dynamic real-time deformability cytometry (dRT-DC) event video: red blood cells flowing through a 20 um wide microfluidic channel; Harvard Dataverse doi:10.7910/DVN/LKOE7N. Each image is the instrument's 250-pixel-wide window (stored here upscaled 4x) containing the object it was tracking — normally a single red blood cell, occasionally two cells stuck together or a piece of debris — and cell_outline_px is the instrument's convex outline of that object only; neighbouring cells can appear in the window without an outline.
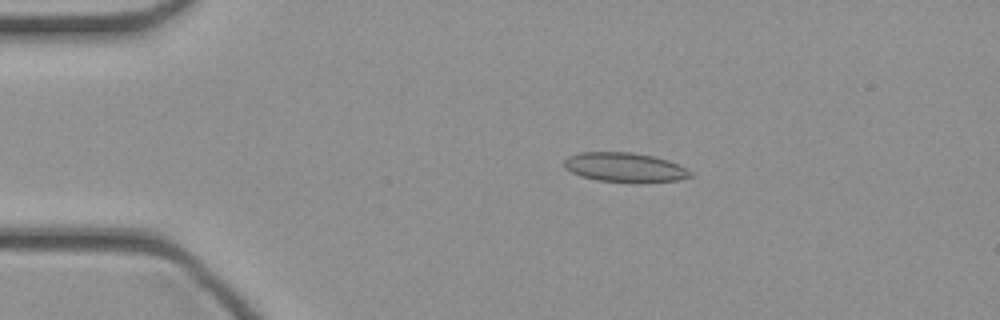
{"species": "common noctule bat (a hibernating species)", "species_latin": "Nyctalus noctula", "temperature_condition": "cold", "stored_images_in_passage": 41, "camera_frame_rate_fps": 3000, "um_per_image_px": 0.085, "animal": {"sex": "female", "body_mass_g": 21.9}, "frame": {"image": 1, "passage_image": 4, "time_ms": 1.0, "image_size_px": [1000, 320], "cell_outline_px": [[692, 176], [676, 180], [640, 184], [596, 180], [580, 176], [564, 168], [564, 160], [568, 156], [580, 152], [632, 152], [656, 156], [668, 160], [692, 172]], "centroid_in_image_um": [53.09, 14.24], "position_along_channel_um": 31.9, "area_um2": 22.02}}
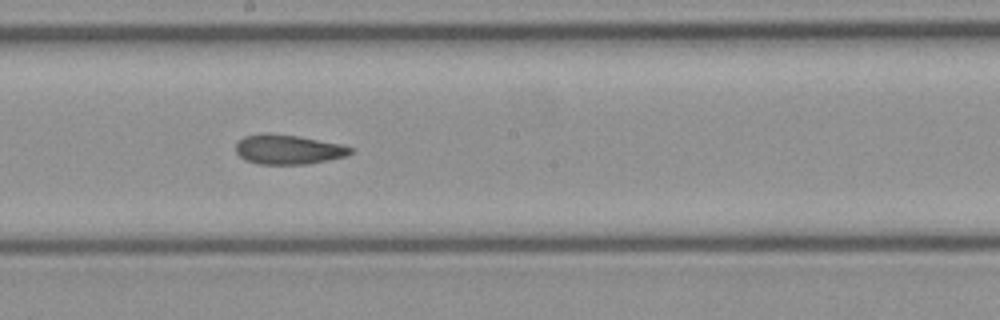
{"frame": {"image": 2, "passage_image": 20, "time_ms": 6.333, "image_size_px": [1000, 320], "cell_outline_px": [[352, 152], [344, 156], [328, 160], [308, 164], [260, 164], [244, 160], [236, 152], [236, 144], [244, 136], [268, 132], [296, 136], [340, 144], [352, 148]], "centroid_in_image_um": [24.45, 12.7], "position_along_channel_um": 223.7, "area_um2": 19.59}}
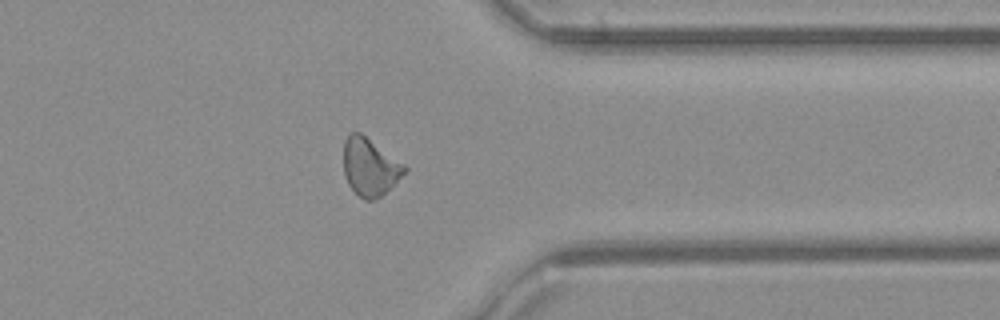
{"frame": {"image": 3, "passage_image": 31, "time_ms": 10.0, "image_size_px": [1000, 320], "cell_outline_px": [[408, 168], [380, 196], [372, 200], [364, 200], [348, 184], [344, 172], [344, 140], [352, 132], [360, 132], [404, 164]], "centroid_in_image_um": [31.41, 14.17], "position_along_channel_um": 380.0, "area_um2": 19.83}}